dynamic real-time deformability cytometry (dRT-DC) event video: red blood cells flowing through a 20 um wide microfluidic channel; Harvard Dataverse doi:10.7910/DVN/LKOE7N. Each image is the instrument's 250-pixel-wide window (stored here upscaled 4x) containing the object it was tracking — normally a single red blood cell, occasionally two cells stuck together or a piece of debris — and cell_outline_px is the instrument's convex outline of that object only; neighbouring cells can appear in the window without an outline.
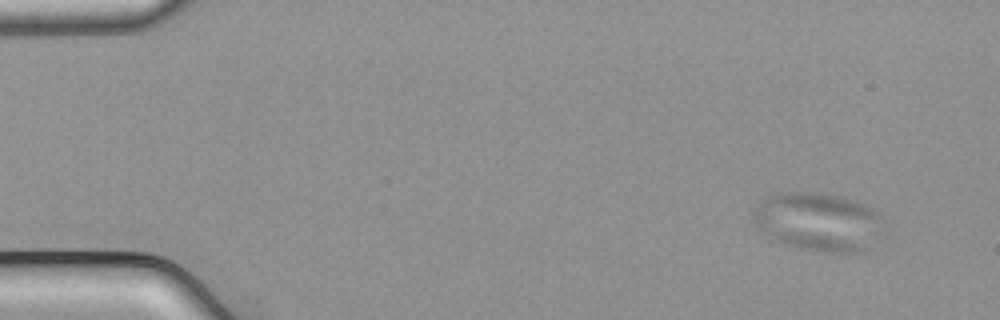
{"species": "common noctule bat (a hibernating species)", "species_latin": "Nyctalus noctula", "temperature_condition": "cold", "stored_images_in_passage": 52, "camera_frame_rate_fps": 3000, "um_per_image_px": 0.085, "animal": {"sex": "male", "body_mass_g": 21.5, "forearm_length_mm": 52.0}, "frame": {"image": 1, "passage_image": 1, "time_ms": 0.0, "image_size_px": [1000, 320], "cell_outline_px": [[888, 232], [884, 236], [864, 252], [824, 252], [800, 248], [784, 244], [776, 240], [756, 228], [752, 220], [752, 216], [756, 208], [768, 196], [776, 192], [812, 192], [844, 196], [856, 200], [872, 208], [880, 216]], "centroid_in_image_um": [69.64, 18.86], "position_along_channel_um": 15.4, "area_um2": 45.32}}
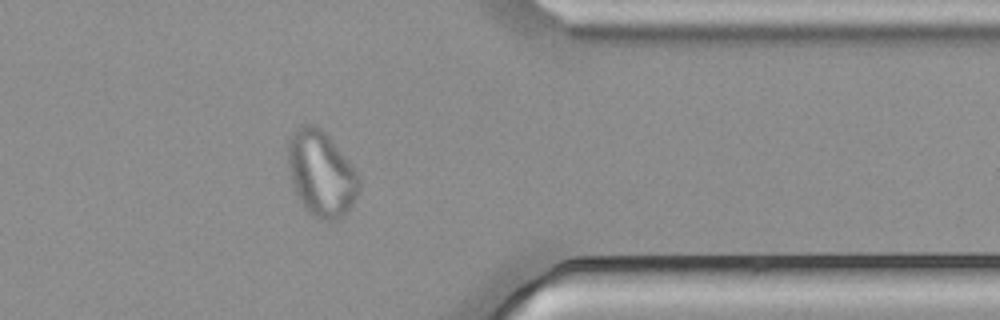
{"frame": {"image": 2, "passage_image": 41, "time_ms": 13.333, "image_size_px": [1000, 320], "cell_outline_px": [[360, 188], [348, 212], [344, 216], [336, 220], [320, 220], [312, 216], [304, 208], [292, 184], [288, 172], [288, 144], [292, 132], [300, 124], [316, 124], [332, 140], [356, 172], [360, 180]], "centroid_in_image_um": [27.28, 14.77], "position_along_channel_um": 384.1, "area_um2": 35.43}}
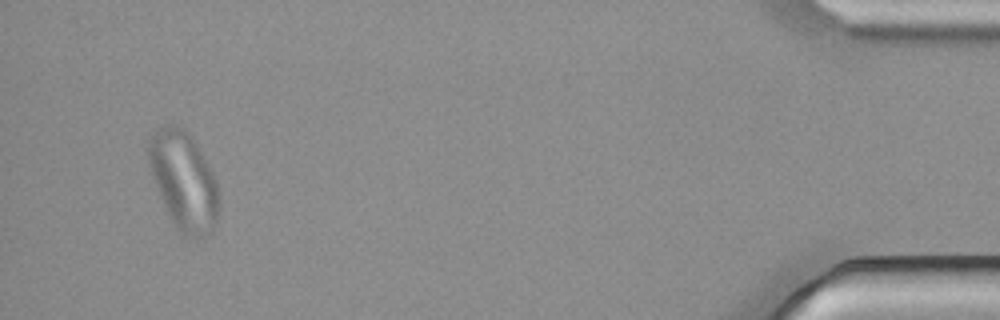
{"frame": {"image": 3, "passage_image": 49, "time_ms": 16.0, "image_size_px": [1000, 320], "cell_outline_px": [[220, 204], [216, 220], [212, 232], [200, 240], [180, 236], [168, 216], [156, 188], [148, 164], [148, 132], [164, 124], [176, 124], [184, 128], [192, 136], [212, 172], [216, 180], [220, 196]], "centroid_in_image_um": [15.59, 15.39], "position_along_channel_um": 419.6, "area_um2": 41.56}}